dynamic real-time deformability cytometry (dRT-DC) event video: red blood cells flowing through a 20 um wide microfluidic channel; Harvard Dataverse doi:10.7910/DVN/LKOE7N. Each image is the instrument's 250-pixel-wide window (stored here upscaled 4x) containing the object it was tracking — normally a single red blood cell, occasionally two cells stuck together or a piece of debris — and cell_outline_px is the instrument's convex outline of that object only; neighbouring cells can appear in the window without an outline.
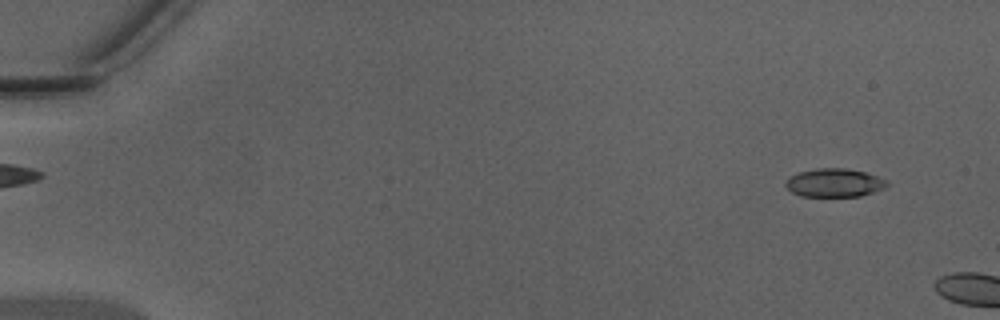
{"species": "Egyptian fruit bat (a non-hibernating species)", "species_latin": "Rousettus aegyptiacus", "temperature_condition": "warm", "stored_images_in_passage": 6, "camera_frame_rate_fps": 3000, "um_per_image_px": 0.085, "animal": {"sex": "male"}, "frame": {"image": 1, "passage_image": 3, "time_ms": 0.667, "image_size_px": [1000, 320], "cell_outline_px": [[888, 184], [884, 188], [860, 196], [800, 196], [792, 192], [784, 184], [792, 176], [800, 172], [816, 168], [844, 168], [864, 172], [888, 180]], "centroid_in_image_um": [70.93, 15.54], "position_along_channel_um": 14.1, "area_um2": 16.53}}